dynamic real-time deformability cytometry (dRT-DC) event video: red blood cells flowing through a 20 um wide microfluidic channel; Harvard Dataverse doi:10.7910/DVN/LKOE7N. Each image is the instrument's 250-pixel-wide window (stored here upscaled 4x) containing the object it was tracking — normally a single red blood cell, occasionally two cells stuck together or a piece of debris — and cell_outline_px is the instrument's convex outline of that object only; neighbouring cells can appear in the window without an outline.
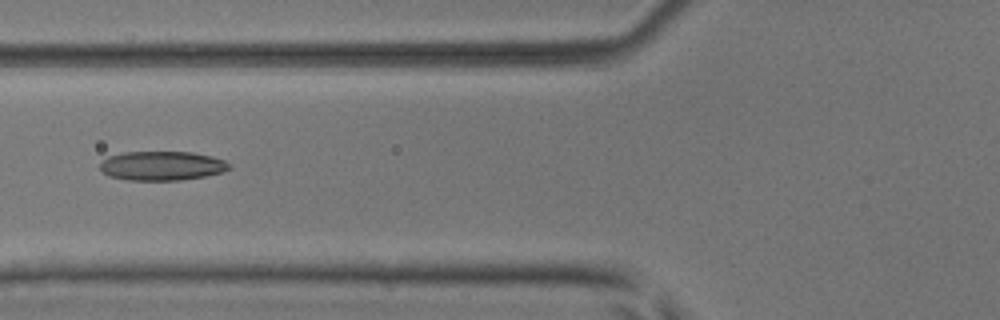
{"species": "common noctule bat (a hibernating species)", "species_latin": "Nyctalus noctula", "temperature_condition": "room temperature", "stored_images_in_passage": 6, "camera_frame_rate_fps": 3000, "um_per_image_px": 0.085, "animal": {"sex": "male", "body_mass_g": 17.9, "forearm_length_mm": 54.2}, "frame": {"image": 1, "passage_image": 5, "time_ms": 1.333, "image_size_px": [1000, 320], "cell_outline_px": [[232, 168], [224, 172], [204, 176], [180, 180], [128, 180], [108, 176], [100, 168], [100, 164], [108, 156], [124, 152], [192, 152], [212, 156], [224, 160], [232, 164]], "centroid_in_image_um": [13.81, 14.09], "position_along_channel_um": 112.0, "area_um2": 22.08}}
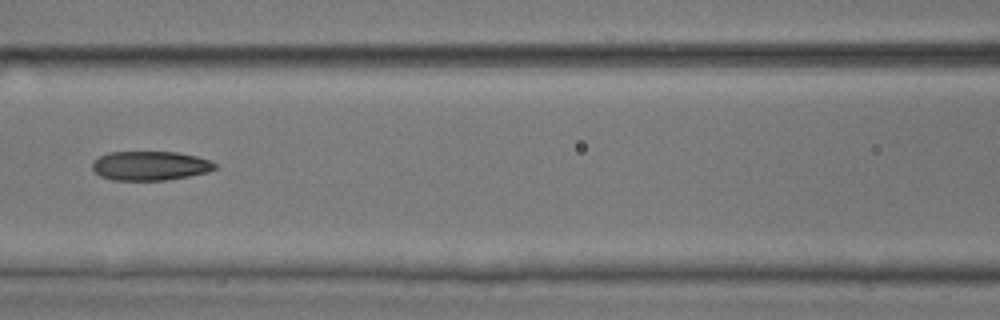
{"frame": {"image": 2, "passage_image": 6, "time_ms": 1.667, "image_size_px": [1000, 320], "cell_outline_px": [[216, 168], [208, 172], [188, 176], [164, 180], [112, 180], [100, 176], [92, 168], [92, 164], [100, 156], [108, 152], [176, 152], [196, 156], [208, 160], [216, 164]], "centroid_in_image_um": [12.75, 14.09], "position_along_channel_um": 153.8, "area_um2": 20.69}}